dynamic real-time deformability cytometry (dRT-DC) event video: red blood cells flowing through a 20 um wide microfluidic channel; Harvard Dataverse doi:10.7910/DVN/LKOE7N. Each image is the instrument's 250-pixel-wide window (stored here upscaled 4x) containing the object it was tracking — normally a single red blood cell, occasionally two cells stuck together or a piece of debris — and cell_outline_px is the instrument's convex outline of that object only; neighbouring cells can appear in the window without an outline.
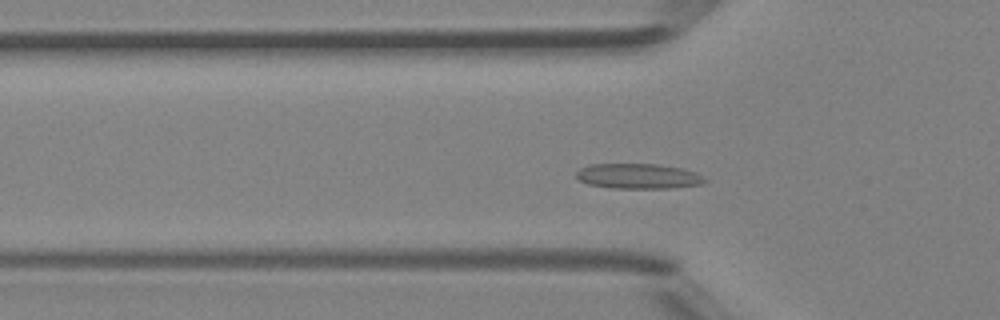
{"species": "Egyptian fruit bat (a non-hibernating species)", "species_latin": "Rousettus aegyptiacus", "temperature_condition": "room temperature", "stored_images_in_passage": 46, "camera_frame_rate_fps": 3000, "um_per_image_px": 0.085, "animal": {"sex": "female"}, "frame": {"image": 1, "passage_image": 13, "time_ms": 4.0, "image_size_px": [1000, 320], "cell_outline_px": [[708, 180], [700, 184], [672, 188], [612, 188], [588, 184], [580, 180], [576, 176], [576, 172], [580, 168], [592, 164], [656, 164], [680, 168], [696, 172]], "centroid_in_image_um": [54.25, 14.97], "position_along_channel_um": 71.6, "area_um2": 18.73}}
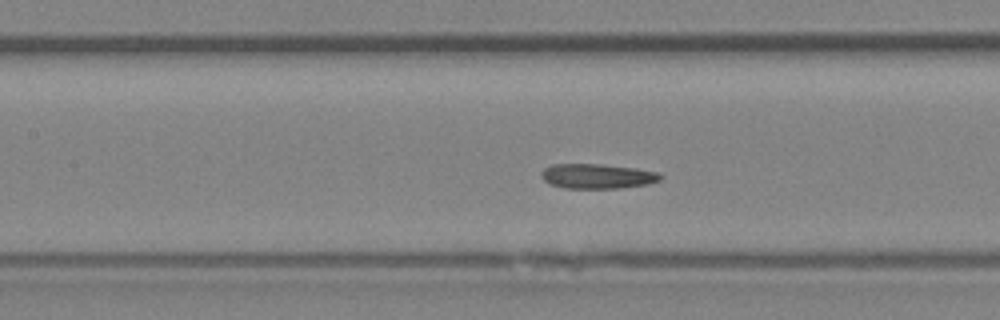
{"frame": {"image": 2, "passage_image": 19, "time_ms": 6.0, "image_size_px": [1000, 320], "cell_outline_px": [[664, 176], [660, 180], [648, 184], [620, 188], [564, 188], [548, 184], [540, 176], [540, 172], [544, 168], [552, 164], [600, 164], [636, 168], [660, 172]], "centroid_in_image_um": [50.77, 14.97], "position_along_channel_um": 156.6, "area_um2": 17.46}}
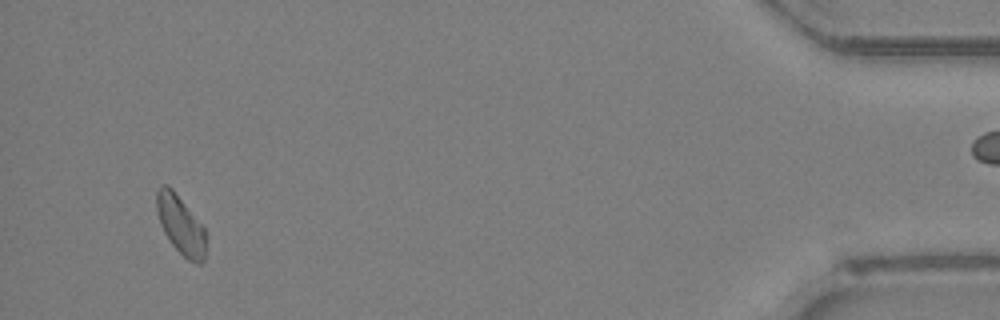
{"frame": {"image": 3, "passage_image": 43, "time_ms": 14.0, "image_size_px": [1000, 320], "cell_outline_px": [[204, 260], [200, 264], [196, 264], [188, 260], [172, 244], [164, 232], [160, 224], [156, 212], [156, 192], [160, 184], [168, 184], [172, 188], [204, 228]], "centroid_in_image_um": [15.3, 19.08], "position_along_channel_um": 419.9, "area_um2": 16.59}, "authors_computed_cell_mechanics": {"area_um2": 17.3689, "velocity_mm_per_s": 4.26, "shape_relaxation_time_tau1_ms": 7.7348, "shape_relaxation_time_tau2_ms": 3.385, "deformation_change_tau1": 0.1679, "deformation_change_tau2": 0.1069}}